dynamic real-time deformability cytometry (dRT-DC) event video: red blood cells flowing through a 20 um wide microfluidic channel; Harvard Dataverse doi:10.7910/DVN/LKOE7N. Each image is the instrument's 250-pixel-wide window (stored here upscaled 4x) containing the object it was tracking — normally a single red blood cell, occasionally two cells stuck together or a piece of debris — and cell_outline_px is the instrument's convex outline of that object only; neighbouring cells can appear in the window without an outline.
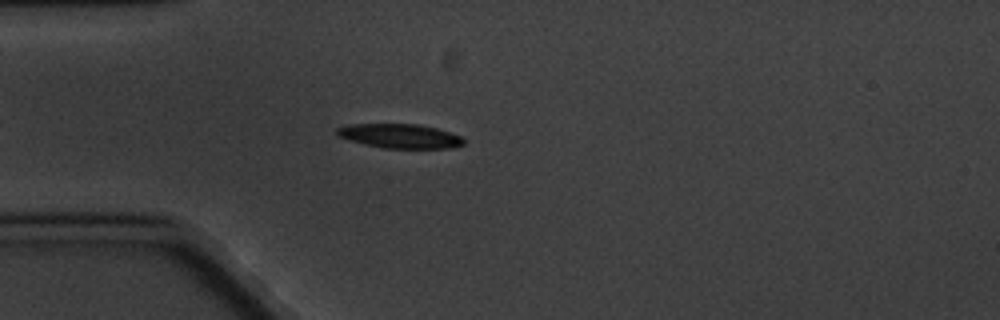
{"species": "common noctule bat (a hibernating species)", "species_latin": "Nyctalus noctula", "temperature_condition": "cold", "stored_images_in_passage": 8, "camera_frame_rate_fps": 3000, "um_per_image_px": 0.085, "animal": {"sex": "male", "body_mass_g": 20.1, "forearm_length_mm": 53.5}, "frame": {"image": 1, "passage_image": 3, "time_ms": 2.667, "image_size_px": [1000, 320], "cell_outline_px": [[464, 144], [452, 148], [384, 148], [364, 144], [348, 140], [336, 136], [336, 128], [348, 124], [416, 124], [436, 128], [460, 136], [464, 140]], "centroid_in_image_um": [33.94, 11.56], "position_along_channel_um": 51.1, "area_um2": 17.92}}